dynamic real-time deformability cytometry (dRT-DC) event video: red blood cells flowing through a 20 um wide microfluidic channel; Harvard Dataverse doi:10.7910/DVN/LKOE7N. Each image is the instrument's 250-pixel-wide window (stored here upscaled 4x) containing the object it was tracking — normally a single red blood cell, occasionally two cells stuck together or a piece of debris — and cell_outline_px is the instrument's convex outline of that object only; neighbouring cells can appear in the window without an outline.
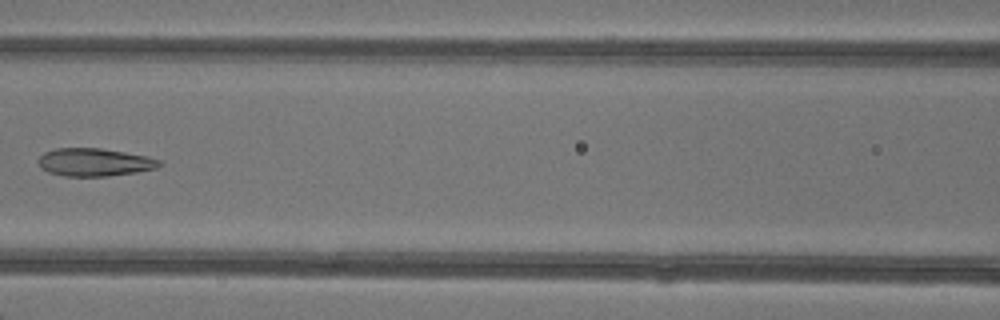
{"species": "common noctule bat (a hibernating species)", "species_latin": "Nyctalus noctula", "temperature_condition": "warm", "stored_images_in_passage": 6, "camera_frame_rate_fps": 3000, "um_per_image_px": 0.085, "animal": {"sex": "female"}, "frame": {"image": 1, "passage_image": 6, "time_ms": 5.667, "image_size_px": [1000, 320], "cell_outline_px": [[164, 164], [156, 168], [136, 172], [108, 176], [64, 176], [48, 172], [40, 168], [36, 160], [44, 152], [56, 148], [100, 148], [148, 156], [160, 160]], "centroid_in_image_um": [8.01, 13.79], "position_along_channel_um": 158.6, "area_um2": 19.83}}